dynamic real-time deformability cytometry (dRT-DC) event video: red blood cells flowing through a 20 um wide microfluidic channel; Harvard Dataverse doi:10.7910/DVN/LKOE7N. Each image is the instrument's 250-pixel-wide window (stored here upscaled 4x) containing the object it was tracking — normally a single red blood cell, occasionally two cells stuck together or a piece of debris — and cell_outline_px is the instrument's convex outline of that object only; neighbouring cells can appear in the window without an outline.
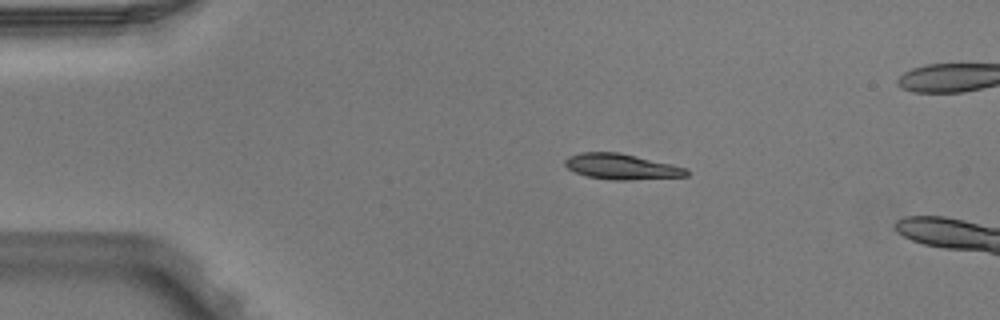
{"species": "Egyptian fruit bat (a non-hibernating species)", "species_latin": "Rousettus aegyptiacus", "temperature_condition": "warm", "stored_images_in_passage": 4, "camera_frame_rate_fps": 3000, "um_per_image_px": 0.085, "animal": {"sex": "male"}, "frame": {"image": 1, "passage_image": 2, "time_ms": 0.333, "image_size_px": [1000, 320], "cell_outline_px": [[688, 176], [624, 180], [616, 180], [588, 176], [576, 172], [568, 168], [564, 164], [564, 160], [568, 156], [580, 152], [620, 152], [672, 164], [688, 168]], "centroid_in_image_um": [52.83, 14.14], "position_along_channel_um": 32.2, "area_um2": 18.03}}